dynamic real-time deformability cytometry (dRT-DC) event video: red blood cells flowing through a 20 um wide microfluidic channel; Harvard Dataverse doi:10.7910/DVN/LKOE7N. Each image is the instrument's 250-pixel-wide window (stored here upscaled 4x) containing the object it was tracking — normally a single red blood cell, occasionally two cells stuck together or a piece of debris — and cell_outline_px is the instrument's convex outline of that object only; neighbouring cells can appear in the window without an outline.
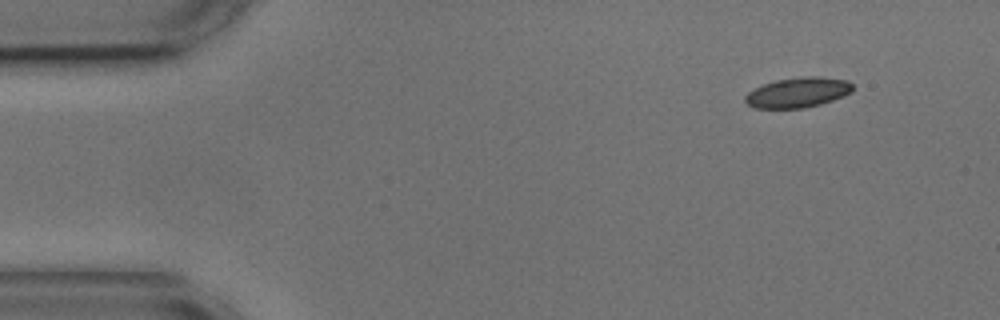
{"species": "common noctule bat (a hibernating species)", "species_latin": "Nyctalus noctula", "temperature_condition": "cold", "stored_images_in_passage": 6, "segment_of_instrument_passage": [2, 2], "camera_frame_rate_fps": 3000, "um_per_image_px": 0.085, "animal": {"sex": "male", "body_mass_g": 17.9, "forearm_length_mm": 54.2}, "frame": {"image": 1, "passage_image": 6, "time_ms": 5.667, "image_size_px": [1000, 320], "cell_outline_px": [[852, 92], [844, 96], [820, 104], [804, 108], [756, 108], [748, 104], [744, 100], [744, 96], [748, 92], [764, 84], [776, 80], [800, 76], [812, 76], [848, 80], [852, 84]], "centroid_in_image_um": [67.82, 7.86], "position_along_channel_um": 17.2, "area_um2": 18.79}}